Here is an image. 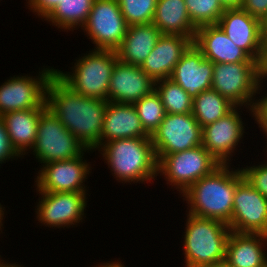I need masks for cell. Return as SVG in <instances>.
Instances as JSON below:
<instances>
[{
    "label": "cell",
    "mask_w": 267,
    "mask_h": 267,
    "mask_svg": "<svg viewBox=\"0 0 267 267\" xmlns=\"http://www.w3.org/2000/svg\"><path fill=\"white\" fill-rule=\"evenodd\" d=\"M97 150L117 182L145 184L157 178L158 162L151 137L116 139Z\"/></svg>",
    "instance_id": "obj_3"
},
{
    "label": "cell",
    "mask_w": 267,
    "mask_h": 267,
    "mask_svg": "<svg viewBox=\"0 0 267 267\" xmlns=\"http://www.w3.org/2000/svg\"><path fill=\"white\" fill-rule=\"evenodd\" d=\"M27 4L30 9L32 10L34 15L41 18L42 20L45 19L52 10L60 3L62 0H26Z\"/></svg>",
    "instance_id": "obj_35"
},
{
    "label": "cell",
    "mask_w": 267,
    "mask_h": 267,
    "mask_svg": "<svg viewBox=\"0 0 267 267\" xmlns=\"http://www.w3.org/2000/svg\"><path fill=\"white\" fill-rule=\"evenodd\" d=\"M155 90L168 114H187L193 111V99L172 79L155 82Z\"/></svg>",
    "instance_id": "obj_28"
},
{
    "label": "cell",
    "mask_w": 267,
    "mask_h": 267,
    "mask_svg": "<svg viewBox=\"0 0 267 267\" xmlns=\"http://www.w3.org/2000/svg\"><path fill=\"white\" fill-rule=\"evenodd\" d=\"M221 164L211 174L193 183L183 194L188 214L219 220L229 225L237 185L244 179L240 168ZM234 169V170H233Z\"/></svg>",
    "instance_id": "obj_2"
},
{
    "label": "cell",
    "mask_w": 267,
    "mask_h": 267,
    "mask_svg": "<svg viewBox=\"0 0 267 267\" xmlns=\"http://www.w3.org/2000/svg\"><path fill=\"white\" fill-rule=\"evenodd\" d=\"M107 102L76 93L55 73L47 84V109L88 150L96 151L100 147Z\"/></svg>",
    "instance_id": "obj_1"
},
{
    "label": "cell",
    "mask_w": 267,
    "mask_h": 267,
    "mask_svg": "<svg viewBox=\"0 0 267 267\" xmlns=\"http://www.w3.org/2000/svg\"><path fill=\"white\" fill-rule=\"evenodd\" d=\"M127 27L118 0H94L88 19L80 29L95 44L94 49L116 50Z\"/></svg>",
    "instance_id": "obj_11"
},
{
    "label": "cell",
    "mask_w": 267,
    "mask_h": 267,
    "mask_svg": "<svg viewBox=\"0 0 267 267\" xmlns=\"http://www.w3.org/2000/svg\"><path fill=\"white\" fill-rule=\"evenodd\" d=\"M161 35L153 23L128 26L123 41L115 50L118 60L141 67Z\"/></svg>",
    "instance_id": "obj_23"
},
{
    "label": "cell",
    "mask_w": 267,
    "mask_h": 267,
    "mask_svg": "<svg viewBox=\"0 0 267 267\" xmlns=\"http://www.w3.org/2000/svg\"><path fill=\"white\" fill-rule=\"evenodd\" d=\"M217 25L227 37L261 66L265 43L261 35V20L242 8L225 9Z\"/></svg>",
    "instance_id": "obj_15"
},
{
    "label": "cell",
    "mask_w": 267,
    "mask_h": 267,
    "mask_svg": "<svg viewBox=\"0 0 267 267\" xmlns=\"http://www.w3.org/2000/svg\"><path fill=\"white\" fill-rule=\"evenodd\" d=\"M261 67H262V73L260 75V78L265 82L267 80V52H264V60Z\"/></svg>",
    "instance_id": "obj_40"
},
{
    "label": "cell",
    "mask_w": 267,
    "mask_h": 267,
    "mask_svg": "<svg viewBox=\"0 0 267 267\" xmlns=\"http://www.w3.org/2000/svg\"><path fill=\"white\" fill-rule=\"evenodd\" d=\"M43 66L38 76H10L0 86V116L7 112L46 109V88L55 69Z\"/></svg>",
    "instance_id": "obj_9"
},
{
    "label": "cell",
    "mask_w": 267,
    "mask_h": 267,
    "mask_svg": "<svg viewBox=\"0 0 267 267\" xmlns=\"http://www.w3.org/2000/svg\"><path fill=\"white\" fill-rule=\"evenodd\" d=\"M22 158L10 142L3 118L0 116V166L10 159Z\"/></svg>",
    "instance_id": "obj_33"
},
{
    "label": "cell",
    "mask_w": 267,
    "mask_h": 267,
    "mask_svg": "<svg viewBox=\"0 0 267 267\" xmlns=\"http://www.w3.org/2000/svg\"><path fill=\"white\" fill-rule=\"evenodd\" d=\"M93 2L94 0H62L44 20L57 29L73 32L85 25Z\"/></svg>",
    "instance_id": "obj_26"
},
{
    "label": "cell",
    "mask_w": 267,
    "mask_h": 267,
    "mask_svg": "<svg viewBox=\"0 0 267 267\" xmlns=\"http://www.w3.org/2000/svg\"><path fill=\"white\" fill-rule=\"evenodd\" d=\"M192 44L189 37L162 34L141 68L154 82L170 78L175 65Z\"/></svg>",
    "instance_id": "obj_19"
},
{
    "label": "cell",
    "mask_w": 267,
    "mask_h": 267,
    "mask_svg": "<svg viewBox=\"0 0 267 267\" xmlns=\"http://www.w3.org/2000/svg\"><path fill=\"white\" fill-rule=\"evenodd\" d=\"M65 161H52L40 167L35 186L38 192H87L86 179L92 169L83 156ZM88 162V163H87Z\"/></svg>",
    "instance_id": "obj_13"
},
{
    "label": "cell",
    "mask_w": 267,
    "mask_h": 267,
    "mask_svg": "<svg viewBox=\"0 0 267 267\" xmlns=\"http://www.w3.org/2000/svg\"><path fill=\"white\" fill-rule=\"evenodd\" d=\"M150 137L142 127L133 104L107 102L100 146L123 138Z\"/></svg>",
    "instance_id": "obj_22"
},
{
    "label": "cell",
    "mask_w": 267,
    "mask_h": 267,
    "mask_svg": "<svg viewBox=\"0 0 267 267\" xmlns=\"http://www.w3.org/2000/svg\"><path fill=\"white\" fill-rule=\"evenodd\" d=\"M213 65L214 63L205 59L202 52L192 44L175 65L170 79L194 99L201 92L211 89Z\"/></svg>",
    "instance_id": "obj_18"
},
{
    "label": "cell",
    "mask_w": 267,
    "mask_h": 267,
    "mask_svg": "<svg viewBox=\"0 0 267 267\" xmlns=\"http://www.w3.org/2000/svg\"><path fill=\"white\" fill-rule=\"evenodd\" d=\"M224 9L241 8L243 0H220Z\"/></svg>",
    "instance_id": "obj_37"
},
{
    "label": "cell",
    "mask_w": 267,
    "mask_h": 267,
    "mask_svg": "<svg viewBox=\"0 0 267 267\" xmlns=\"http://www.w3.org/2000/svg\"><path fill=\"white\" fill-rule=\"evenodd\" d=\"M2 261H3V262H2ZM4 262H6L5 259L2 260L1 255H0V266H1Z\"/></svg>",
    "instance_id": "obj_44"
},
{
    "label": "cell",
    "mask_w": 267,
    "mask_h": 267,
    "mask_svg": "<svg viewBox=\"0 0 267 267\" xmlns=\"http://www.w3.org/2000/svg\"><path fill=\"white\" fill-rule=\"evenodd\" d=\"M256 165H246V167L241 168V171L248 183L267 198V161L261 164L259 162V164Z\"/></svg>",
    "instance_id": "obj_32"
},
{
    "label": "cell",
    "mask_w": 267,
    "mask_h": 267,
    "mask_svg": "<svg viewBox=\"0 0 267 267\" xmlns=\"http://www.w3.org/2000/svg\"><path fill=\"white\" fill-rule=\"evenodd\" d=\"M261 97L260 99H255L251 108V115L252 118L254 117L255 123L258 124L260 131L267 138V94Z\"/></svg>",
    "instance_id": "obj_34"
},
{
    "label": "cell",
    "mask_w": 267,
    "mask_h": 267,
    "mask_svg": "<svg viewBox=\"0 0 267 267\" xmlns=\"http://www.w3.org/2000/svg\"><path fill=\"white\" fill-rule=\"evenodd\" d=\"M267 235L231 231L225 252L228 267H263L267 264Z\"/></svg>",
    "instance_id": "obj_21"
},
{
    "label": "cell",
    "mask_w": 267,
    "mask_h": 267,
    "mask_svg": "<svg viewBox=\"0 0 267 267\" xmlns=\"http://www.w3.org/2000/svg\"><path fill=\"white\" fill-rule=\"evenodd\" d=\"M4 212H5V207H3V205H1V203H0V231H1V233H3V231H2L3 220L5 219V218H3L5 216Z\"/></svg>",
    "instance_id": "obj_41"
},
{
    "label": "cell",
    "mask_w": 267,
    "mask_h": 267,
    "mask_svg": "<svg viewBox=\"0 0 267 267\" xmlns=\"http://www.w3.org/2000/svg\"><path fill=\"white\" fill-rule=\"evenodd\" d=\"M155 90V82L140 66L116 62L108 88V102L134 104Z\"/></svg>",
    "instance_id": "obj_17"
},
{
    "label": "cell",
    "mask_w": 267,
    "mask_h": 267,
    "mask_svg": "<svg viewBox=\"0 0 267 267\" xmlns=\"http://www.w3.org/2000/svg\"><path fill=\"white\" fill-rule=\"evenodd\" d=\"M261 35L264 43L267 42V15L261 20Z\"/></svg>",
    "instance_id": "obj_39"
},
{
    "label": "cell",
    "mask_w": 267,
    "mask_h": 267,
    "mask_svg": "<svg viewBox=\"0 0 267 267\" xmlns=\"http://www.w3.org/2000/svg\"><path fill=\"white\" fill-rule=\"evenodd\" d=\"M236 106L214 89H208L193 99V116L203 128L227 115Z\"/></svg>",
    "instance_id": "obj_27"
},
{
    "label": "cell",
    "mask_w": 267,
    "mask_h": 267,
    "mask_svg": "<svg viewBox=\"0 0 267 267\" xmlns=\"http://www.w3.org/2000/svg\"><path fill=\"white\" fill-rule=\"evenodd\" d=\"M235 107L224 117L202 128V145L221 164H231V157L244 138L246 125Z\"/></svg>",
    "instance_id": "obj_16"
},
{
    "label": "cell",
    "mask_w": 267,
    "mask_h": 267,
    "mask_svg": "<svg viewBox=\"0 0 267 267\" xmlns=\"http://www.w3.org/2000/svg\"><path fill=\"white\" fill-rule=\"evenodd\" d=\"M144 130L151 136L163 121L166 111L156 90L133 104Z\"/></svg>",
    "instance_id": "obj_29"
},
{
    "label": "cell",
    "mask_w": 267,
    "mask_h": 267,
    "mask_svg": "<svg viewBox=\"0 0 267 267\" xmlns=\"http://www.w3.org/2000/svg\"><path fill=\"white\" fill-rule=\"evenodd\" d=\"M0 267H24V266H21V264L20 265H18V264H16V263H10V262H4Z\"/></svg>",
    "instance_id": "obj_42"
},
{
    "label": "cell",
    "mask_w": 267,
    "mask_h": 267,
    "mask_svg": "<svg viewBox=\"0 0 267 267\" xmlns=\"http://www.w3.org/2000/svg\"><path fill=\"white\" fill-rule=\"evenodd\" d=\"M220 165L203 145H199L163 156L157 163V176H163L166 183L182 195L193 183Z\"/></svg>",
    "instance_id": "obj_7"
},
{
    "label": "cell",
    "mask_w": 267,
    "mask_h": 267,
    "mask_svg": "<svg viewBox=\"0 0 267 267\" xmlns=\"http://www.w3.org/2000/svg\"><path fill=\"white\" fill-rule=\"evenodd\" d=\"M264 52H267V42L265 43Z\"/></svg>",
    "instance_id": "obj_45"
},
{
    "label": "cell",
    "mask_w": 267,
    "mask_h": 267,
    "mask_svg": "<svg viewBox=\"0 0 267 267\" xmlns=\"http://www.w3.org/2000/svg\"><path fill=\"white\" fill-rule=\"evenodd\" d=\"M228 226L236 233L267 235V198L245 178L236 187Z\"/></svg>",
    "instance_id": "obj_14"
},
{
    "label": "cell",
    "mask_w": 267,
    "mask_h": 267,
    "mask_svg": "<svg viewBox=\"0 0 267 267\" xmlns=\"http://www.w3.org/2000/svg\"><path fill=\"white\" fill-rule=\"evenodd\" d=\"M183 238L184 267H203L225 262L230 227L215 219L186 214Z\"/></svg>",
    "instance_id": "obj_4"
},
{
    "label": "cell",
    "mask_w": 267,
    "mask_h": 267,
    "mask_svg": "<svg viewBox=\"0 0 267 267\" xmlns=\"http://www.w3.org/2000/svg\"><path fill=\"white\" fill-rule=\"evenodd\" d=\"M31 151L36 160L44 165L52 161L71 160L93 150H88L46 108L40 115L36 140Z\"/></svg>",
    "instance_id": "obj_8"
},
{
    "label": "cell",
    "mask_w": 267,
    "mask_h": 267,
    "mask_svg": "<svg viewBox=\"0 0 267 267\" xmlns=\"http://www.w3.org/2000/svg\"><path fill=\"white\" fill-rule=\"evenodd\" d=\"M36 218L44 227L69 228L84 220L87 192H39ZM87 197V198H86Z\"/></svg>",
    "instance_id": "obj_12"
},
{
    "label": "cell",
    "mask_w": 267,
    "mask_h": 267,
    "mask_svg": "<svg viewBox=\"0 0 267 267\" xmlns=\"http://www.w3.org/2000/svg\"><path fill=\"white\" fill-rule=\"evenodd\" d=\"M95 267H125V266L121 261L115 260V261H107L106 263L105 262L99 263Z\"/></svg>",
    "instance_id": "obj_38"
},
{
    "label": "cell",
    "mask_w": 267,
    "mask_h": 267,
    "mask_svg": "<svg viewBox=\"0 0 267 267\" xmlns=\"http://www.w3.org/2000/svg\"><path fill=\"white\" fill-rule=\"evenodd\" d=\"M158 0H118L128 26L152 23Z\"/></svg>",
    "instance_id": "obj_31"
},
{
    "label": "cell",
    "mask_w": 267,
    "mask_h": 267,
    "mask_svg": "<svg viewBox=\"0 0 267 267\" xmlns=\"http://www.w3.org/2000/svg\"><path fill=\"white\" fill-rule=\"evenodd\" d=\"M241 8L251 16L262 20L267 15V0H243Z\"/></svg>",
    "instance_id": "obj_36"
},
{
    "label": "cell",
    "mask_w": 267,
    "mask_h": 267,
    "mask_svg": "<svg viewBox=\"0 0 267 267\" xmlns=\"http://www.w3.org/2000/svg\"><path fill=\"white\" fill-rule=\"evenodd\" d=\"M74 61L72 72L55 69V74L76 93L108 101L111 74L118 61L116 51L92 49Z\"/></svg>",
    "instance_id": "obj_5"
},
{
    "label": "cell",
    "mask_w": 267,
    "mask_h": 267,
    "mask_svg": "<svg viewBox=\"0 0 267 267\" xmlns=\"http://www.w3.org/2000/svg\"><path fill=\"white\" fill-rule=\"evenodd\" d=\"M44 110H18L1 116L10 142L21 157L27 155L35 144L40 115Z\"/></svg>",
    "instance_id": "obj_24"
},
{
    "label": "cell",
    "mask_w": 267,
    "mask_h": 267,
    "mask_svg": "<svg viewBox=\"0 0 267 267\" xmlns=\"http://www.w3.org/2000/svg\"><path fill=\"white\" fill-rule=\"evenodd\" d=\"M193 44L212 63L257 62L237 47L217 24L198 27Z\"/></svg>",
    "instance_id": "obj_20"
},
{
    "label": "cell",
    "mask_w": 267,
    "mask_h": 267,
    "mask_svg": "<svg viewBox=\"0 0 267 267\" xmlns=\"http://www.w3.org/2000/svg\"><path fill=\"white\" fill-rule=\"evenodd\" d=\"M191 22L198 28L217 24L224 8L220 0H185Z\"/></svg>",
    "instance_id": "obj_30"
},
{
    "label": "cell",
    "mask_w": 267,
    "mask_h": 267,
    "mask_svg": "<svg viewBox=\"0 0 267 267\" xmlns=\"http://www.w3.org/2000/svg\"><path fill=\"white\" fill-rule=\"evenodd\" d=\"M152 23L162 34L195 39L197 27L190 20L185 0H158Z\"/></svg>",
    "instance_id": "obj_25"
},
{
    "label": "cell",
    "mask_w": 267,
    "mask_h": 267,
    "mask_svg": "<svg viewBox=\"0 0 267 267\" xmlns=\"http://www.w3.org/2000/svg\"><path fill=\"white\" fill-rule=\"evenodd\" d=\"M150 137L158 162L167 154L202 145V127L193 113H166L160 126Z\"/></svg>",
    "instance_id": "obj_10"
},
{
    "label": "cell",
    "mask_w": 267,
    "mask_h": 267,
    "mask_svg": "<svg viewBox=\"0 0 267 267\" xmlns=\"http://www.w3.org/2000/svg\"><path fill=\"white\" fill-rule=\"evenodd\" d=\"M203 267H228L225 263L217 264V265H210V266H203Z\"/></svg>",
    "instance_id": "obj_43"
},
{
    "label": "cell",
    "mask_w": 267,
    "mask_h": 267,
    "mask_svg": "<svg viewBox=\"0 0 267 267\" xmlns=\"http://www.w3.org/2000/svg\"><path fill=\"white\" fill-rule=\"evenodd\" d=\"M261 73L258 62L214 63L211 88L236 107L244 105L251 113L255 96L262 91Z\"/></svg>",
    "instance_id": "obj_6"
}]
</instances>
